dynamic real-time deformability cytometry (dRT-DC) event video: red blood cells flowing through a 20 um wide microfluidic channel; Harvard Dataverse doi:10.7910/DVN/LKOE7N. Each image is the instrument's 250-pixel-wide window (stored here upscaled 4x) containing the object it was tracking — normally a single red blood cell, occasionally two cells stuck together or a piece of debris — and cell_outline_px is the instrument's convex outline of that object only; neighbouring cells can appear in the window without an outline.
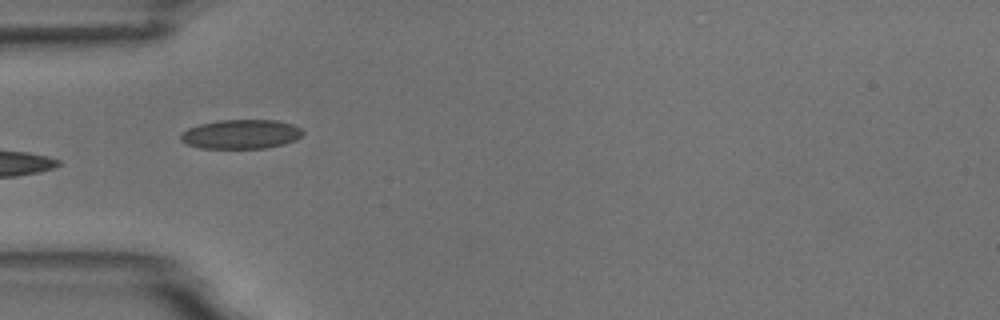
{"species": "common noctule bat (a hibernating species)", "species_latin": "Nyctalus noctula", "temperature_condition": "room temperature", "stored_images_in_passage": 8, "camera_frame_rate_fps": 3000, "um_per_image_px": 0.085, "animal": {"sex": "male", "body_mass_g": 18.8}, "frame": {"image": 1, "passage_image": 6, "time_ms": 5.667, "image_size_px": [1000, 320], "cell_outline_px": [[304, 132], [296, 140], [284, 144], [264, 148], [200, 148], [188, 144], [180, 140], [180, 132], [188, 128], [200, 124], [220, 120], [276, 120], [292, 124], [300, 128]], "centroid_in_image_um": [20.47, 11.4], "position_along_channel_um": 64.5, "area_um2": 20.81}}